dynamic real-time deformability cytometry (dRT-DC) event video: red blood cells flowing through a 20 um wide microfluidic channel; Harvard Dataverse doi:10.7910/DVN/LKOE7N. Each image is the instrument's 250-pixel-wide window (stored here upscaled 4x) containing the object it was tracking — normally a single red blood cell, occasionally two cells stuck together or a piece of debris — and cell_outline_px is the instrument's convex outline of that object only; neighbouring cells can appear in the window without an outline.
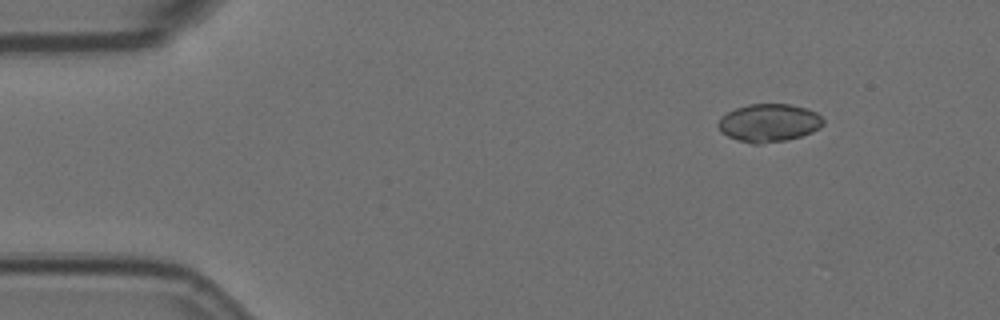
{"species": "Egyptian fruit bat (a non-hibernating species)", "species_latin": "Rousettus aegyptiacus", "temperature_condition": "room temperature", "stored_images_in_passage": 4, "camera_frame_rate_fps": 3000, "um_per_image_px": 0.085, "animal": {"sex": "female"}, "frame": {"image": 1, "passage_image": 2, "time_ms": 0.333, "image_size_px": [1000, 320], "cell_outline_px": [[824, 124], [820, 128], [812, 132], [788, 140], [760, 144], [752, 144], [736, 140], [720, 132], [716, 124], [720, 116], [736, 108], [748, 104], [788, 104], [808, 108], [816, 112], [824, 120]], "centroid_in_image_um": [65.34, 10.45], "position_along_channel_um": 19.7, "area_um2": 23.58}}
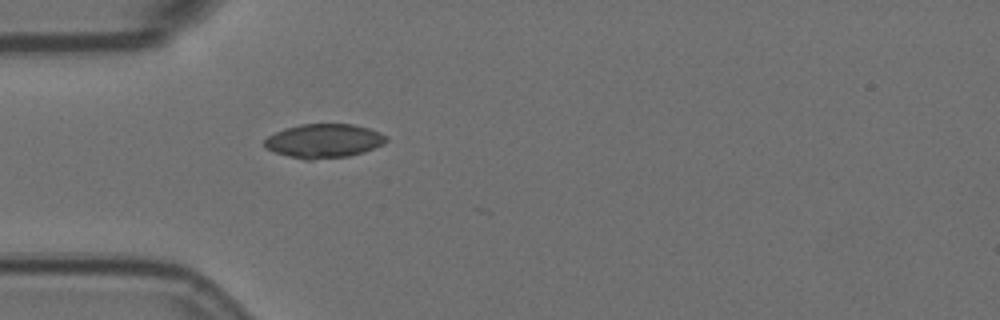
{"frame": {"image": 2, "passage_image": 4, "time_ms": 1.0, "image_size_px": [1000, 320], "cell_outline_px": [[388, 140], [384, 144], [364, 152], [348, 156], [312, 160], [304, 160], [288, 156], [264, 148], [264, 140], [268, 136], [284, 128], [300, 124], [352, 124], [368, 128], [380, 132], [388, 136]], "centroid_in_image_um": [27.53, 11.98], "position_along_channel_um": 57.5, "area_um2": 24.28}}